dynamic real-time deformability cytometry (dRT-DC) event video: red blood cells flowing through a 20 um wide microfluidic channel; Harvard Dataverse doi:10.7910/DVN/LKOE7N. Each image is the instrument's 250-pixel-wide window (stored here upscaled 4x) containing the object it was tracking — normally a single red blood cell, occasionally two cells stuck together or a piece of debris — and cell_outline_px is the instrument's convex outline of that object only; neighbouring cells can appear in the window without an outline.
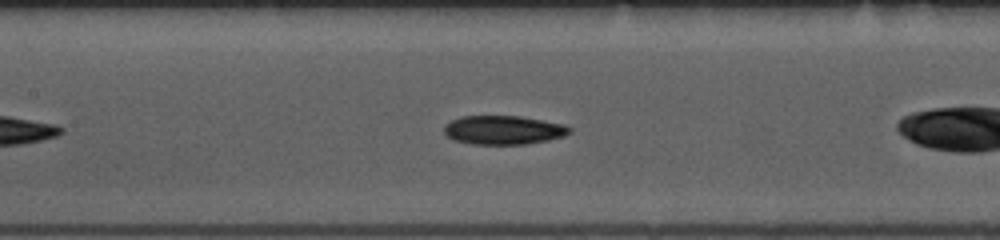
{"species": "common noctule bat (a hibernating species)", "species_latin": "Nyctalus noctula", "temperature_condition": "room temperature", "stored_images_in_passage": 39, "camera_frame_rate_fps": 3000, "um_per_image_px": 0.085, "animal": {"sex": "female", "body_mass_g": 10.0, "forearm_length_mm": 53.1}, "frame": {"image": 1, "passage_image": 10, "time_ms": 3.0, "image_size_px": [1000, 240], "cell_outline_px": [[572, 132], [564, 136], [548, 140], [524, 144], [472, 144], [456, 140], [448, 136], [444, 132], [444, 124], [460, 116], [520, 116], [564, 124], [572, 128]], "centroid_in_image_um": [42.81, 11.04], "position_along_channel_um": 164.6, "area_um2": 21.1}}
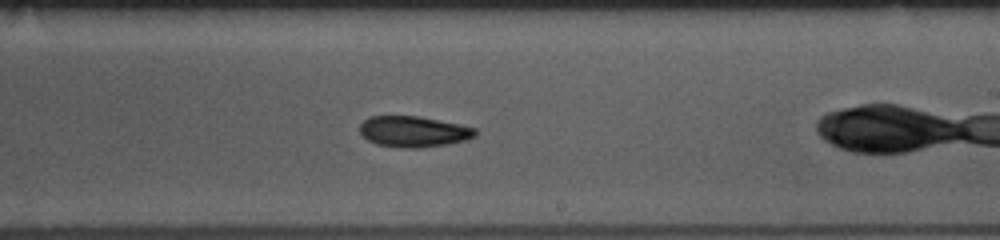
{"frame": {"image": 2, "passage_image": 17, "time_ms": 5.333, "image_size_px": [1000, 240], "cell_outline_px": [[476, 136], [468, 140], [448, 144], [420, 148], [404, 148], [376, 144], [368, 140], [360, 132], [360, 124], [368, 116], [420, 116], [460, 124], [476, 128]], "centroid_in_image_um": [35.18, 11.18], "position_along_channel_um": 253.8, "area_um2": 20.98}}
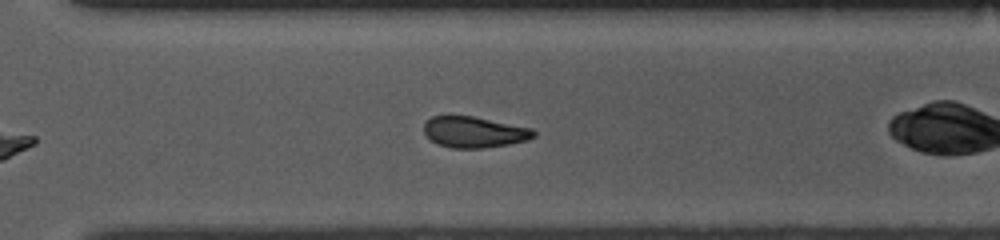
{"frame": {"image": 3, "passage_image": 23, "time_ms": 7.333, "image_size_px": [1000, 240], "cell_outline_px": [[536, 136], [528, 140], [508, 144], [484, 148], [452, 148], [440, 144], [432, 140], [424, 132], [424, 124], [432, 116], [448, 112], [472, 116], [532, 128], [536, 132]], "centroid_in_image_um": [40.28, 11.18], "position_along_channel_um": 330.3, "area_um2": 20.23}, "authors_computed_cell_mechanics": {"area_um2": 20.6924, "velocity_mm_per_s": 3.8324, "shape_relaxation_time_tau1_ms": 5.3692, "shape_relaxation_time_tau2_ms": null, "deformation_change_tau1": 0.1139, "deformation_change_tau2": null}}